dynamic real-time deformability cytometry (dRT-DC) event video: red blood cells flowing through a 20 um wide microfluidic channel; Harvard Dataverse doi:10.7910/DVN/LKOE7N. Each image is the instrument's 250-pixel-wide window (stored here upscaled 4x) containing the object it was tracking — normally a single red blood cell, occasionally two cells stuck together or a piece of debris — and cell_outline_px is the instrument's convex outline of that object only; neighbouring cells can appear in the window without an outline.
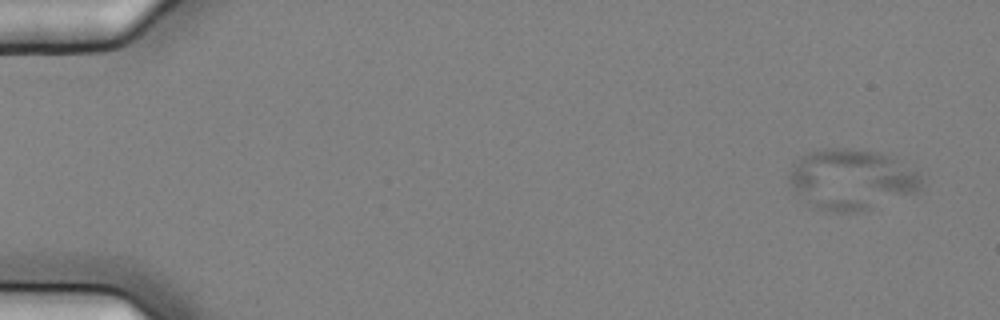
{"species": "common noctule bat (a hibernating species)", "species_latin": "Nyctalus noctula", "temperature_condition": "cold", "stored_images_in_passage": 4, "camera_frame_rate_fps": 3000, "um_per_image_px": 0.085, "animal": {"sex": "female", "body_mass_g": 25.1}, "frame": {"image": 1, "passage_image": 1, "time_ms": 0.0, "image_size_px": [1000, 320], "cell_outline_px": [[924, 188], [916, 192], [856, 212], [828, 212], [812, 208], [792, 188], [788, 180], [788, 176], [792, 168], [800, 156], [808, 152], [824, 148], [848, 148], [880, 152], [920, 172], [924, 184]], "centroid_in_image_um": [72.37, 15.24], "position_along_channel_um": 12.6, "area_um2": 46.76}}